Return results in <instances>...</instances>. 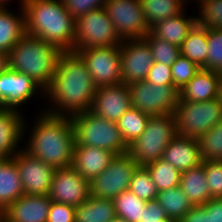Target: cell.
I'll return each instance as SVG.
<instances>
[{
    "label": "cell",
    "instance_id": "12",
    "mask_svg": "<svg viewBox=\"0 0 222 222\" xmlns=\"http://www.w3.org/2000/svg\"><path fill=\"white\" fill-rule=\"evenodd\" d=\"M74 51L84 60L96 87L122 83L120 47L100 46Z\"/></svg>",
    "mask_w": 222,
    "mask_h": 222
},
{
    "label": "cell",
    "instance_id": "45",
    "mask_svg": "<svg viewBox=\"0 0 222 222\" xmlns=\"http://www.w3.org/2000/svg\"><path fill=\"white\" fill-rule=\"evenodd\" d=\"M179 222H209V211L203 206H193Z\"/></svg>",
    "mask_w": 222,
    "mask_h": 222
},
{
    "label": "cell",
    "instance_id": "21",
    "mask_svg": "<svg viewBox=\"0 0 222 222\" xmlns=\"http://www.w3.org/2000/svg\"><path fill=\"white\" fill-rule=\"evenodd\" d=\"M116 155L108 150L91 146H74L72 167L91 181L105 170Z\"/></svg>",
    "mask_w": 222,
    "mask_h": 222
},
{
    "label": "cell",
    "instance_id": "49",
    "mask_svg": "<svg viewBox=\"0 0 222 222\" xmlns=\"http://www.w3.org/2000/svg\"><path fill=\"white\" fill-rule=\"evenodd\" d=\"M218 98H219L220 102L222 103V75L220 76V81H219Z\"/></svg>",
    "mask_w": 222,
    "mask_h": 222
},
{
    "label": "cell",
    "instance_id": "40",
    "mask_svg": "<svg viewBox=\"0 0 222 222\" xmlns=\"http://www.w3.org/2000/svg\"><path fill=\"white\" fill-rule=\"evenodd\" d=\"M211 198H222V161L204 160Z\"/></svg>",
    "mask_w": 222,
    "mask_h": 222
},
{
    "label": "cell",
    "instance_id": "16",
    "mask_svg": "<svg viewBox=\"0 0 222 222\" xmlns=\"http://www.w3.org/2000/svg\"><path fill=\"white\" fill-rule=\"evenodd\" d=\"M120 57L122 83L126 85L145 80L154 64L151 49L144 39L124 40Z\"/></svg>",
    "mask_w": 222,
    "mask_h": 222
},
{
    "label": "cell",
    "instance_id": "7",
    "mask_svg": "<svg viewBox=\"0 0 222 222\" xmlns=\"http://www.w3.org/2000/svg\"><path fill=\"white\" fill-rule=\"evenodd\" d=\"M177 135L198 139L222 121L219 98L204 102L179 101L174 110Z\"/></svg>",
    "mask_w": 222,
    "mask_h": 222
},
{
    "label": "cell",
    "instance_id": "8",
    "mask_svg": "<svg viewBox=\"0 0 222 222\" xmlns=\"http://www.w3.org/2000/svg\"><path fill=\"white\" fill-rule=\"evenodd\" d=\"M122 42L104 7L75 20L74 50L100 46L120 47Z\"/></svg>",
    "mask_w": 222,
    "mask_h": 222
},
{
    "label": "cell",
    "instance_id": "26",
    "mask_svg": "<svg viewBox=\"0 0 222 222\" xmlns=\"http://www.w3.org/2000/svg\"><path fill=\"white\" fill-rule=\"evenodd\" d=\"M179 186L194 206L204 205L211 199L204 160L199 166L181 172Z\"/></svg>",
    "mask_w": 222,
    "mask_h": 222
},
{
    "label": "cell",
    "instance_id": "33",
    "mask_svg": "<svg viewBox=\"0 0 222 222\" xmlns=\"http://www.w3.org/2000/svg\"><path fill=\"white\" fill-rule=\"evenodd\" d=\"M158 191L179 186L181 172L162 158L145 166Z\"/></svg>",
    "mask_w": 222,
    "mask_h": 222
},
{
    "label": "cell",
    "instance_id": "29",
    "mask_svg": "<svg viewBox=\"0 0 222 222\" xmlns=\"http://www.w3.org/2000/svg\"><path fill=\"white\" fill-rule=\"evenodd\" d=\"M186 4L185 0H141L149 28L161 20L178 15L186 8Z\"/></svg>",
    "mask_w": 222,
    "mask_h": 222
},
{
    "label": "cell",
    "instance_id": "1",
    "mask_svg": "<svg viewBox=\"0 0 222 222\" xmlns=\"http://www.w3.org/2000/svg\"><path fill=\"white\" fill-rule=\"evenodd\" d=\"M96 88L82 57L75 51H62L53 81L45 91V99H49L52 107L45 108L44 111L69 117L88 111Z\"/></svg>",
    "mask_w": 222,
    "mask_h": 222
},
{
    "label": "cell",
    "instance_id": "14",
    "mask_svg": "<svg viewBox=\"0 0 222 222\" xmlns=\"http://www.w3.org/2000/svg\"><path fill=\"white\" fill-rule=\"evenodd\" d=\"M25 195H49L55 168L21 148L14 156Z\"/></svg>",
    "mask_w": 222,
    "mask_h": 222
},
{
    "label": "cell",
    "instance_id": "6",
    "mask_svg": "<svg viewBox=\"0 0 222 222\" xmlns=\"http://www.w3.org/2000/svg\"><path fill=\"white\" fill-rule=\"evenodd\" d=\"M176 136L174 114L150 116L145 131L128 145V154L138 166H146L161 159Z\"/></svg>",
    "mask_w": 222,
    "mask_h": 222
},
{
    "label": "cell",
    "instance_id": "38",
    "mask_svg": "<svg viewBox=\"0 0 222 222\" xmlns=\"http://www.w3.org/2000/svg\"><path fill=\"white\" fill-rule=\"evenodd\" d=\"M208 56L202 69L218 71L222 75V30L208 29Z\"/></svg>",
    "mask_w": 222,
    "mask_h": 222
},
{
    "label": "cell",
    "instance_id": "15",
    "mask_svg": "<svg viewBox=\"0 0 222 222\" xmlns=\"http://www.w3.org/2000/svg\"><path fill=\"white\" fill-rule=\"evenodd\" d=\"M48 196L52 201L76 207L90 197V181L72 166L58 168L54 172Z\"/></svg>",
    "mask_w": 222,
    "mask_h": 222
},
{
    "label": "cell",
    "instance_id": "48",
    "mask_svg": "<svg viewBox=\"0 0 222 222\" xmlns=\"http://www.w3.org/2000/svg\"><path fill=\"white\" fill-rule=\"evenodd\" d=\"M12 1V0H11ZM26 0H20V6L22 7L23 4L25 3ZM8 2H10V0H0V6H8Z\"/></svg>",
    "mask_w": 222,
    "mask_h": 222
},
{
    "label": "cell",
    "instance_id": "47",
    "mask_svg": "<svg viewBox=\"0 0 222 222\" xmlns=\"http://www.w3.org/2000/svg\"><path fill=\"white\" fill-rule=\"evenodd\" d=\"M9 68V53L0 52V74Z\"/></svg>",
    "mask_w": 222,
    "mask_h": 222
},
{
    "label": "cell",
    "instance_id": "18",
    "mask_svg": "<svg viewBox=\"0 0 222 222\" xmlns=\"http://www.w3.org/2000/svg\"><path fill=\"white\" fill-rule=\"evenodd\" d=\"M18 110H0V159L12 158L20 151L19 147L26 129L27 119ZM18 149V150H17Z\"/></svg>",
    "mask_w": 222,
    "mask_h": 222
},
{
    "label": "cell",
    "instance_id": "50",
    "mask_svg": "<svg viewBox=\"0 0 222 222\" xmlns=\"http://www.w3.org/2000/svg\"><path fill=\"white\" fill-rule=\"evenodd\" d=\"M159 222H178V221L172 218H166V219L160 220Z\"/></svg>",
    "mask_w": 222,
    "mask_h": 222
},
{
    "label": "cell",
    "instance_id": "25",
    "mask_svg": "<svg viewBox=\"0 0 222 222\" xmlns=\"http://www.w3.org/2000/svg\"><path fill=\"white\" fill-rule=\"evenodd\" d=\"M23 194L19 170L14 158L0 159V210L3 212Z\"/></svg>",
    "mask_w": 222,
    "mask_h": 222
},
{
    "label": "cell",
    "instance_id": "11",
    "mask_svg": "<svg viewBox=\"0 0 222 222\" xmlns=\"http://www.w3.org/2000/svg\"><path fill=\"white\" fill-rule=\"evenodd\" d=\"M104 9L122 41L143 39L150 32L141 0H106Z\"/></svg>",
    "mask_w": 222,
    "mask_h": 222
},
{
    "label": "cell",
    "instance_id": "20",
    "mask_svg": "<svg viewBox=\"0 0 222 222\" xmlns=\"http://www.w3.org/2000/svg\"><path fill=\"white\" fill-rule=\"evenodd\" d=\"M162 159L169 162L180 172L202 164L199 143L195 138L177 135L164 149Z\"/></svg>",
    "mask_w": 222,
    "mask_h": 222
},
{
    "label": "cell",
    "instance_id": "30",
    "mask_svg": "<svg viewBox=\"0 0 222 222\" xmlns=\"http://www.w3.org/2000/svg\"><path fill=\"white\" fill-rule=\"evenodd\" d=\"M156 200L164 208L167 217L175 219L178 222L194 206L182 192L180 186L158 191Z\"/></svg>",
    "mask_w": 222,
    "mask_h": 222
},
{
    "label": "cell",
    "instance_id": "53",
    "mask_svg": "<svg viewBox=\"0 0 222 222\" xmlns=\"http://www.w3.org/2000/svg\"><path fill=\"white\" fill-rule=\"evenodd\" d=\"M2 218V211L0 210V219Z\"/></svg>",
    "mask_w": 222,
    "mask_h": 222
},
{
    "label": "cell",
    "instance_id": "4",
    "mask_svg": "<svg viewBox=\"0 0 222 222\" xmlns=\"http://www.w3.org/2000/svg\"><path fill=\"white\" fill-rule=\"evenodd\" d=\"M61 50L42 38L25 34L9 52V67L31 77L44 91L53 81Z\"/></svg>",
    "mask_w": 222,
    "mask_h": 222
},
{
    "label": "cell",
    "instance_id": "35",
    "mask_svg": "<svg viewBox=\"0 0 222 222\" xmlns=\"http://www.w3.org/2000/svg\"><path fill=\"white\" fill-rule=\"evenodd\" d=\"M129 190L144 201L156 200L158 190L145 166H138L133 173Z\"/></svg>",
    "mask_w": 222,
    "mask_h": 222
},
{
    "label": "cell",
    "instance_id": "2",
    "mask_svg": "<svg viewBox=\"0 0 222 222\" xmlns=\"http://www.w3.org/2000/svg\"><path fill=\"white\" fill-rule=\"evenodd\" d=\"M39 113L31 126L28 142L22 148L55 169L71 166L75 145L71 117L49 114L44 110Z\"/></svg>",
    "mask_w": 222,
    "mask_h": 222
},
{
    "label": "cell",
    "instance_id": "22",
    "mask_svg": "<svg viewBox=\"0 0 222 222\" xmlns=\"http://www.w3.org/2000/svg\"><path fill=\"white\" fill-rule=\"evenodd\" d=\"M220 76L218 71L200 68L193 79L179 91V101L204 102L218 98Z\"/></svg>",
    "mask_w": 222,
    "mask_h": 222
},
{
    "label": "cell",
    "instance_id": "23",
    "mask_svg": "<svg viewBox=\"0 0 222 222\" xmlns=\"http://www.w3.org/2000/svg\"><path fill=\"white\" fill-rule=\"evenodd\" d=\"M185 9L174 17L159 21L150 28V33L159 39L181 47L189 31L197 23L196 15L186 16Z\"/></svg>",
    "mask_w": 222,
    "mask_h": 222
},
{
    "label": "cell",
    "instance_id": "39",
    "mask_svg": "<svg viewBox=\"0 0 222 222\" xmlns=\"http://www.w3.org/2000/svg\"><path fill=\"white\" fill-rule=\"evenodd\" d=\"M199 69L193 61L180 55L171 65L173 86L179 91L182 90V88L193 79Z\"/></svg>",
    "mask_w": 222,
    "mask_h": 222
},
{
    "label": "cell",
    "instance_id": "28",
    "mask_svg": "<svg viewBox=\"0 0 222 222\" xmlns=\"http://www.w3.org/2000/svg\"><path fill=\"white\" fill-rule=\"evenodd\" d=\"M208 50V29L196 23L180 47L181 55L203 68L207 62Z\"/></svg>",
    "mask_w": 222,
    "mask_h": 222
},
{
    "label": "cell",
    "instance_id": "43",
    "mask_svg": "<svg viewBox=\"0 0 222 222\" xmlns=\"http://www.w3.org/2000/svg\"><path fill=\"white\" fill-rule=\"evenodd\" d=\"M145 80L155 85H173L171 66L154 62Z\"/></svg>",
    "mask_w": 222,
    "mask_h": 222
},
{
    "label": "cell",
    "instance_id": "37",
    "mask_svg": "<svg viewBox=\"0 0 222 222\" xmlns=\"http://www.w3.org/2000/svg\"><path fill=\"white\" fill-rule=\"evenodd\" d=\"M197 24L207 29L222 30V0H199Z\"/></svg>",
    "mask_w": 222,
    "mask_h": 222
},
{
    "label": "cell",
    "instance_id": "41",
    "mask_svg": "<svg viewBox=\"0 0 222 222\" xmlns=\"http://www.w3.org/2000/svg\"><path fill=\"white\" fill-rule=\"evenodd\" d=\"M63 5L76 20L92 10L104 7L106 0H62Z\"/></svg>",
    "mask_w": 222,
    "mask_h": 222
},
{
    "label": "cell",
    "instance_id": "17",
    "mask_svg": "<svg viewBox=\"0 0 222 222\" xmlns=\"http://www.w3.org/2000/svg\"><path fill=\"white\" fill-rule=\"evenodd\" d=\"M131 107L128 85L121 83L97 87L90 111L108 121L117 122Z\"/></svg>",
    "mask_w": 222,
    "mask_h": 222
},
{
    "label": "cell",
    "instance_id": "13",
    "mask_svg": "<svg viewBox=\"0 0 222 222\" xmlns=\"http://www.w3.org/2000/svg\"><path fill=\"white\" fill-rule=\"evenodd\" d=\"M36 93L37 97L38 94L45 97V91L27 74L17 72L10 67L0 74L1 109L20 111L22 108L19 107L31 101Z\"/></svg>",
    "mask_w": 222,
    "mask_h": 222
},
{
    "label": "cell",
    "instance_id": "5",
    "mask_svg": "<svg viewBox=\"0 0 222 222\" xmlns=\"http://www.w3.org/2000/svg\"><path fill=\"white\" fill-rule=\"evenodd\" d=\"M75 131L74 146H91L113 152L115 155L128 153L116 122L95 115L90 110L71 116Z\"/></svg>",
    "mask_w": 222,
    "mask_h": 222
},
{
    "label": "cell",
    "instance_id": "27",
    "mask_svg": "<svg viewBox=\"0 0 222 222\" xmlns=\"http://www.w3.org/2000/svg\"><path fill=\"white\" fill-rule=\"evenodd\" d=\"M116 218L113 200L91 196L75 207V222H111Z\"/></svg>",
    "mask_w": 222,
    "mask_h": 222
},
{
    "label": "cell",
    "instance_id": "42",
    "mask_svg": "<svg viewBox=\"0 0 222 222\" xmlns=\"http://www.w3.org/2000/svg\"><path fill=\"white\" fill-rule=\"evenodd\" d=\"M47 222H75V206L52 201Z\"/></svg>",
    "mask_w": 222,
    "mask_h": 222
},
{
    "label": "cell",
    "instance_id": "10",
    "mask_svg": "<svg viewBox=\"0 0 222 222\" xmlns=\"http://www.w3.org/2000/svg\"><path fill=\"white\" fill-rule=\"evenodd\" d=\"M137 167L128 153L116 155L109 166L90 181V195L113 200L121 192L129 190Z\"/></svg>",
    "mask_w": 222,
    "mask_h": 222
},
{
    "label": "cell",
    "instance_id": "44",
    "mask_svg": "<svg viewBox=\"0 0 222 222\" xmlns=\"http://www.w3.org/2000/svg\"><path fill=\"white\" fill-rule=\"evenodd\" d=\"M168 218L164 208L157 200L147 201L143 208L142 219L139 222H159Z\"/></svg>",
    "mask_w": 222,
    "mask_h": 222
},
{
    "label": "cell",
    "instance_id": "51",
    "mask_svg": "<svg viewBox=\"0 0 222 222\" xmlns=\"http://www.w3.org/2000/svg\"><path fill=\"white\" fill-rule=\"evenodd\" d=\"M111 222H127L126 220L116 217L114 220H112Z\"/></svg>",
    "mask_w": 222,
    "mask_h": 222
},
{
    "label": "cell",
    "instance_id": "24",
    "mask_svg": "<svg viewBox=\"0 0 222 222\" xmlns=\"http://www.w3.org/2000/svg\"><path fill=\"white\" fill-rule=\"evenodd\" d=\"M19 10L16 15L6 6H0V52L9 53L26 34L24 10L21 6Z\"/></svg>",
    "mask_w": 222,
    "mask_h": 222
},
{
    "label": "cell",
    "instance_id": "19",
    "mask_svg": "<svg viewBox=\"0 0 222 222\" xmlns=\"http://www.w3.org/2000/svg\"><path fill=\"white\" fill-rule=\"evenodd\" d=\"M51 202L48 195L23 194L2 212V217L8 222H47Z\"/></svg>",
    "mask_w": 222,
    "mask_h": 222
},
{
    "label": "cell",
    "instance_id": "36",
    "mask_svg": "<svg viewBox=\"0 0 222 222\" xmlns=\"http://www.w3.org/2000/svg\"><path fill=\"white\" fill-rule=\"evenodd\" d=\"M143 39L151 49L154 62L171 66L181 55L180 47L154 37L150 32Z\"/></svg>",
    "mask_w": 222,
    "mask_h": 222
},
{
    "label": "cell",
    "instance_id": "34",
    "mask_svg": "<svg viewBox=\"0 0 222 222\" xmlns=\"http://www.w3.org/2000/svg\"><path fill=\"white\" fill-rule=\"evenodd\" d=\"M197 140L203 160L222 161V121Z\"/></svg>",
    "mask_w": 222,
    "mask_h": 222
},
{
    "label": "cell",
    "instance_id": "46",
    "mask_svg": "<svg viewBox=\"0 0 222 222\" xmlns=\"http://www.w3.org/2000/svg\"><path fill=\"white\" fill-rule=\"evenodd\" d=\"M203 206L209 211V222H222V198H211Z\"/></svg>",
    "mask_w": 222,
    "mask_h": 222
},
{
    "label": "cell",
    "instance_id": "3",
    "mask_svg": "<svg viewBox=\"0 0 222 222\" xmlns=\"http://www.w3.org/2000/svg\"><path fill=\"white\" fill-rule=\"evenodd\" d=\"M25 31L57 46L61 51H74L75 19L62 0H26Z\"/></svg>",
    "mask_w": 222,
    "mask_h": 222
},
{
    "label": "cell",
    "instance_id": "9",
    "mask_svg": "<svg viewBox=\"0 0 222 222\" xmlns=\"http://www.w3.org/2000/svg\"><path fill=\"white\" fill-rule=\"evenodd\" d=\"M132 108L149 116L173 114L180 92L173 85H155L146 80L128 85Z\"/></svg>",
    "mask_w": 222,
    "mask_h": 222
},
{
    "label": "cell",
    "instance_id": "52",
    "mask_svg": "<svg viewBox=\"0 0 222 222\" xmlns=\"http://www.w3.org/2000/svg\"><path fill=\"white\" fill-rule=\"evenodd\" d=\"M0 222H8L3 217L0 219Z\"/></svg>",
    "mask_w": 222,
    "mask_h": 222
},
{
    "label": "cell",
    "instance_id": "32",
    "mask_svg": "<svg viewBox=\"0 0 222 222\" xmlns=\"http://www.w3.org/2000/svg\"><path fill=\"white\" fill-rule=\"evenodd\" d=\"M113 204L116 217L122 218L127 222H139L142 219L146 201L137 197L130 190H126L113 199Z\"/></svg>",
    "mask_w": 222,
    "mask_h": 222
},
{
    "label": "cell",
    "instance_id": "31",
    "mask_svg": "<svg viewBox=\"0 0 222 222\" xmlns=\"http://www.w3.org/2000/svg\"><path fill=\"white\" fill-rule=\"evenodd\" d=\"M149 117V115L131 107L116 122L127 145H130L145 131Z\"/></svg>",
    "mask_w": 222,
    "mask_h": 222
}]
</instances>
